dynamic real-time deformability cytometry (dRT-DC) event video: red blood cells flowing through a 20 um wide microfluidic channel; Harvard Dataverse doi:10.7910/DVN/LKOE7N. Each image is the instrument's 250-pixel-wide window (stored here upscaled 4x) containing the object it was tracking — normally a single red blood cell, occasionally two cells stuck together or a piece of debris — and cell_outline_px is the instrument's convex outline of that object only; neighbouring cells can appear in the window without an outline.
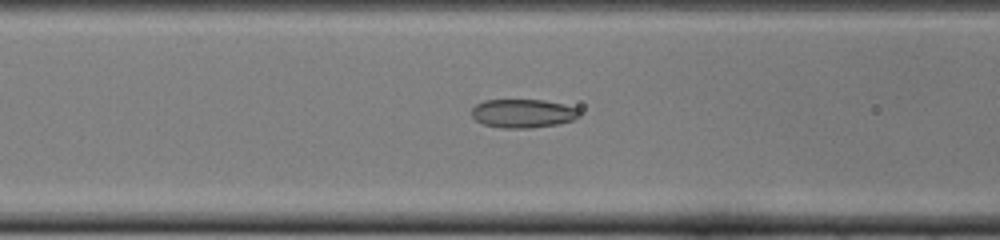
{"species": "common noctule bat (a hibernating species)", "species_latin": "Nyctalus noctula", "temperature_condition": "cold", "stored_images_in_passage": 48, "camera_frame_rate_fps": 3000, "um_per_image_px": 0.085, "animal": {"sex": "female", "body_mass_g": 22.0, "forearm_length_mm": 56.7}, "frame": {"image": 1, "passage_image": 17, "time_ms": 5.333, "image_size_px": [1000, 240], "cell_outline_px": [[580, 116], [572, 120], [556, 124], [532, 128], [500, 128], [484, 124], [476, 120], [472, 116], [472, 108], [476, 104], [484, 100], [544, 100], [564, 104], [576, 108], [580, 112]], "centroid_in_image_um": [44.44, 9.64], "position_along_channel_um": 122.2, "area_um2": 17.98}}
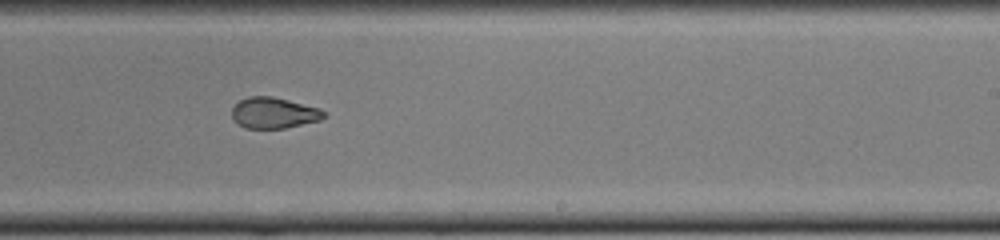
{"frame": {"image": 2, "passage_image": 28, "time_ms": 9.0, "image_size_px": [1000, 240], "cell_outline_px": [[328, 116], [320, 120], [284, 128], [244, 128], [236, 124], [232, 120], [232, 108], [240, 100], [248, 96], [272, 96], [320, 108], [328, 112]], "centroid_in_image_um": [23.28, 9.6], "position_along_channel_um": 265.7, "area_um2": 16.82}}
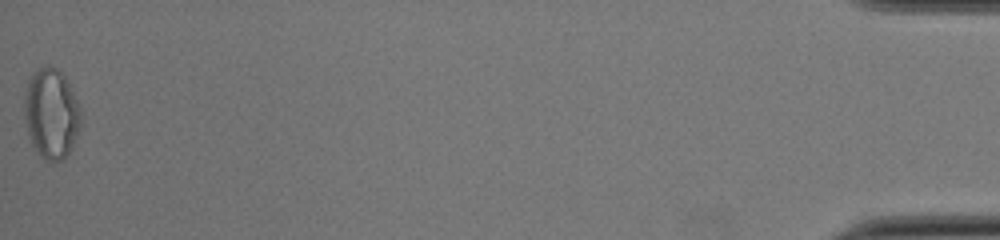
{"frame": {"image": 3, "passage_image": 48, "time_ms": 15.667, "image_size_px": [1000, 240], "cell_outline_px": [[80, 128], [64, 160], [48, 160], [40, 156], [36, 152], [32, 144], [24, 120], [24, 96], [28, 80], [32, 72], [48, 64], [56, 68], [64, 76], [80, 108]], "centroid_in_image_um": [4.32, 9.64], "position_along_channel_um": 430.9, "area_um2": 29.42}, "authors_computed_cell_mechanics": {"area_um2": 18.9584, "velocity_mm_per_s": 3.928, "shape_relaxation_time_tau1_ms": null, "shape_relaxation_time_tau2_ms": 1.6331, "deformation_change_tau1": null, "deformation_change_tau2": 0.0729}}